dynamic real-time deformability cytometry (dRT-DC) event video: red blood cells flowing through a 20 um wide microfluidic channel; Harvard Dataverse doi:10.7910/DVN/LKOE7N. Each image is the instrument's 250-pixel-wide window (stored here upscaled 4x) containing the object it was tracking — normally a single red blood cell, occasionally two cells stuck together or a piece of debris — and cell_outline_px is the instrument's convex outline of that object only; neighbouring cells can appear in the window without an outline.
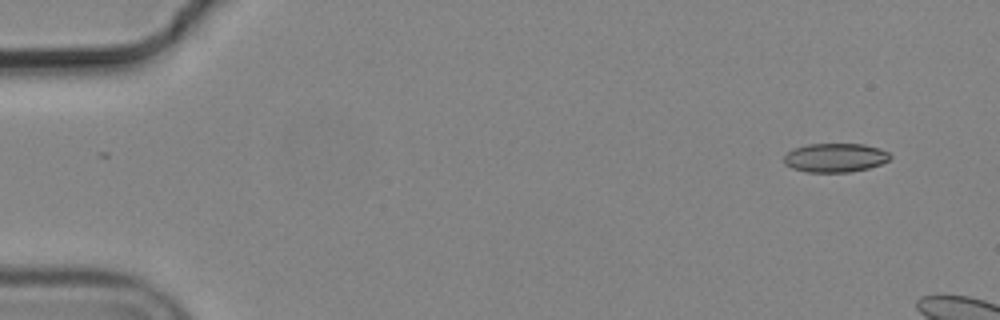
{"species": "common noctule bat (a hibernating species)", "species_latin": "Nyctalus noctula", "temperature_condition": "cold", "stored_images_in_passage": 3, "camera_frame_rate_fps": 3000, "um_per_image_px": 0.085, "animal": {"sex": "male", "body_mass_g": 19.2, "forearm_length_mm": 51.8}, "frame": {"image": 1, "passage_image": 1, "time_ms": 0.0, "image_size_px": [1000, 320], "cell_outline_px": [[892, 156], [888, 160], [880, 164], [868, 168], [848, 172], [808, 172], [792, 168], [784, 164], [784, 156], [792, 148], [808, 144], [864, 144], [880, 148], [888, 152]], "centroid_in_image_um": [70.98, 13.4], "position_along_channel_um": 14.0, "area_um2": 17.92}}